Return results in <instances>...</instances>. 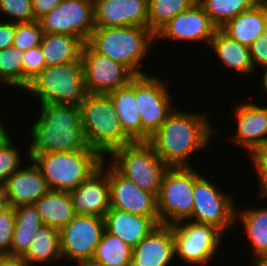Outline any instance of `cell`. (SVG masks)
I'll return each mask as SVG.
<instances>
[{
	"label": "cell",
	"mask_w": 267,
	"mask_h": 266,
	"mask_svg": "<svg viewBox=\"0 0 267 266\" xmlns=\"http://www.w3.org/2000/svg\"><path fill=\"white\" fill-rule=\"evenodd\" d=\"M107 158L101 167L76 189L69 192L76 214L104 217L110 209Z\"/></svg>",
	"instance_id": "e0dca14e"
},
{
	"label": "cell",
	"mask_w": 267,
	"mask_h": 266,
	"mask_svg": "<svg viewBox=\"0 0 267 266\" xmlns=\"http://www.w3.org/2000/svg\"><path fill=\"white\" fill-rule=\"evenodd\" d=\"M237 132L230 141L237 143L250 154L267 139V106L242 103L235 109Z\"/></svg>",
	"instance_id": "ffe728a7"
},
{
	"label": "cell",
	"mask_w": 267,
	"mask_h": 266,
	"mask_svg": "<svg viewBox=\"0 0 267 266\" xmlns=\"http://www.w3.org/2000/svg\"><path fill=\"white\" fill-rule=\"evenodd\" d=\"M21 152L12 144L10 134L0 141V185L4 186L9 176L23 167ZM22 165V166H21Z\"/></svg>",
	"instance_id": "e575fe53"
},
{
	"label": "cell",
	"mask_w": 267,
	"mask_h": 266,
	"mask_svg": "<svg viewBox=\"0 0 267 266\" xmlns=\"http://www.w3.org/2000/svg\"><path fill=\"white\" fill-rule=\"evenodd\" d=\"M253 166H267V139L250 154Z\"/></svg>",
	"instance_id": "7bdbcfd3"
},
{
	"label": "cell",
	"mask_w": 267,
	"mask_h": 266,
	"mask_svg": "<svg viewBox=\"0 0 267 266\" xmlns=\"http://www.w3.org/2000/svg\"><path fill=\"white\" fill-rule=\"evenodd\" d=\"M111 164L136 186L158 195L164 173L169 168L148 142H133L115 149Z\"/></svg>",
	"instance_id": "52a82bcc"
},
{
	"label": "cell",
	"mask_w": 267,
	"mask_h": 266,
	"mask_svg": "<svg viewBox=\"0 0 267 266\" xmlns=\"http://www.w3.org/2000/svg\"><path fill=\"white\" fill-rule=\"evenodd\" d=\"M195 0H148V29L155 35L166 23L186 11Z\"/></svg>",
	"instance_id": "1f68e13d"
},
{
	"label": "cell",
	"mask_w": 267,
	"mask_h": 266,
	"mask_svg": "<svg viewBox=\"0 0 267 266\" xmlns=\"http://www.w3.org/2000/svg\"><path fill=\"white\" fill-rule=\"evenodd\" d=\"M77 1H94V0H77Z\"/></svg>",
	"instance_id": "816d5d0a"
},
{
	"label": "cell",
	"mask_w": 267,
	"mask_h": 266,
	"mask_svg": "<svg viewBox=\"0 0 267 266\" xmlns=\"http://www.w3.org/2000/svg\"><path fill=\"white\" fill-rule=\"evenodd\" d=\"M153 42L155 35L140 26L95 27L87 41L96 52L120 63L134 76L147 74L140 67Z\"/></svg>",
	"instance_id": "277c9868"
},
{
	"label": "cell",
	"mask_w": 267,
	"mask_h": 266,
	"mask_svg": "<svg viewBox=\"0 0 267 266\" xmlns=\"http://www.w3.org/2000/svg\"><path fill=\"white\" fill-rule=\"evenodd\" d=\"M1 121H3V120H1L0 119V141L2 140V139H4L9 133L7 132L8 130H6L5 128H6V125H5V127L2 125V124H4V123H2Z\"/></svg>",
	"instance_id": "681fc988"
},
{
	"label": "cell",
	"mask_w": 267,
	"mask_h": 266,
	"mask_svg": "<svg viewBox=\"0 0 267 266\" xmlns=\"http://www.w3.org/2000/svg\"><path fill=\"white\" fill-rule=\"evenodd\" d=\"M84 83L89 94H108L126 86L134 75L120 63L96 52L87 42L81 52Z\"/></svg>",
	"instance_id": "5bb4252c"
},
{
	"label": "cell",
	"mask_w": 267,
	"mask_h": 266,
	"mask_svg": "<svg viewBox=\"0 0 267 266\" xmlns=\"http://www.w3.org/2000/svg\"><path fill=\"white\" fill-rule=\"evenodd\" d=\"M258 0H199L198 3L220 29L241 12L249 10Z\"/></svg>",
	"instance_id": "d6a6232c"
},
{
	"label": "cell",
	"mask_w": 267,
	"mask_h": 266,
	"mask_svg": "<svg viewBox=\"0 0 267 266\" xmlns=\"http://www.w3.org/2000/svg\"><path fill=\"white\" fill-rule=\"evenodd\" d=\"M9 207L4 186H0V213Z\"/></svg>",
	"instance_id": "bcb514c9"
},
{
	"label": "cell",
	"mask_w": 267,
	"mask_h": 266,
	"mask_svg": "<svg viewBox=\"0 0 267 266\" xmlns=\"http://www.w3.org/2000/svg\"><path fill=\"white\" fill-rule=\"evenodd\" d=\"M257 177H259V190L261 198L264 196L267 197V166H254Z\"/></svg>",
	"instance_id": "ee69618b"
},
{
	"label": "cell",
	"mask_w": 267,
	"mask_h": 266,
	"mask_svg": "<svg viewBox=\"0 0 267 266\" xmlns=\"http://www.w3.org/2000/svg\"><path fill=\"white\" fill-rule=\"evenodd\" d=\"M78 263V264H77ZM77 266H102L98 262L88 259V260H80L76 262Z\"/></svg>",
	"instance_id": "7dc6e473"
},
{
	"label": "cell",
	"mask_w": 267,
	"mask_h": 266,
	"mask_svg": "<svg viewBox=\"0 0 267 266\" xmlns=\"http://www.w3.org/2000/svg\"><path fill=\"white\" fill-rule=\"evenodd\" d=\"M194 167H169L157 195L160 224L174 225L188 220L193 211L195 181L202 175Z\"/></svg>",
	"instance_id": "ba28073f"
},
{
	"label": "cell",
	"mask_w": 267,
	"mask_h": 266,
	"mask_svg": "<svg viewBox=\"0 0 267 266\" xmlns=\"http://www.w3.org/2000/svg\"><path fill=\"white\" fill-rule=\"evenodd\" d=\"M37 21L44 33L73 35L86 43L95 28L94 1L61 0Z\"/></svg>",
	"instance_id": "7c38bea8"
},
{
	"label": "cell",
	"mask_w": 267,
	"mask_h": 266,
	"mask_svg": "<svg viewBox=\"0 0 267 266\" xmlns=\"http://www.w3.org/2000/svg\"><path fill=\"white\" fill-rule=\"evenodd\" d=\"M262 70H264L262 73V78H260L262 81L261 87L263 88V90L266 92L267 94V67L263 68Z\"/></svg>",
	"instance_id": "c3c4849f"
},
{
	"label": "cell",
	"mask_w": 267,
	"mask_h": 266,
	"mask_svg": "<svg viewBox=\"0 0 267 266\" xmlns=\"http://www.w3.org/2000/svg\"><path fill=\"white\" fill-rule=\"evenodd\" d=\"M79 112L87 145L104 158L115 149L134 142L124 132L107 94L88 93L79 105Z\"/></svg>",
	"instance_id": "3957f363"
},
{
	"label": "cell",
	"mask_w": 267,
	"mask_h": 266,
	"mask_svg": "<svg viewBox=\"0 0 267 266\" xmlns=\"http://www.w3.org/2000/svg\"><path fill=\"white\" fill-rule=\"evenodd\" d=\"M238 219V220H237ZM240 221L252 246V260H267V207L235 210V222Z\"/></svg>",
	"instance_id": "83f0119b"
},
{
	"label": "cell",
	"mask_w": 267,
	"mask_h": 266,
	"mask_svg": "<svg viewBox=\"0 0 267 266\" xmlns=\"http://www.w3.org/2000/svg\"><path fill=\"white\" fill-rule=\"evenodd\" d=\"M15 218V210L11 206L0 213V255H10Z\"/></svg>",
	"instance_id": "f35d334b"
},
{
	"label": "cell",
	"mask_w": 267,
	"mask_h": 266,
	"mask_svg": "<svg viewBox=\"0 0 267 266\" xmlns=\"http://www.w3.org/2000/svg\"><path fill=\"white\" fill-rule=\"evenodd\" d=\"M220 29L230 38L249 47L267 29V0L258 1Z\"/></svg>",
	"instance_id": "603a6c76"
},
{
	"label": "cell",
	"mask_w": 267,
	"mask_h": 266,
	"mask_svg": "<svg viewBox=\"0 0 267 266\" xmlns=\"http://www.w3.org/2000/svg\"><path fill=\"white\" fill-rule=\"evenodd\" d=\"M187 221V223H186ZM186 223V224H185ZM175 255L189 265L207 266L218 253L224 234L215 226L189 220L172 225Z\"/></svg>",
	"instance_id": "9c48e42d"
},
{
	"label": "cell",
	"mask_w": 267,
	"mask_h": 266,
	"mask_svg": "<svg viewBox=\"0 0 267 266\" xmlns=\"http://www.w3.org/2000/svg\"><path fill=\"white\" fill-rule=\"evenodd\" d=\"M0 266H31L22 256L0 255Z\"/></svg>",
	"instance_id": "f6af8a7d"
},
{
	"label": "cell",
	"mask_w": 267,
	"mask_h": 266,
	"mask_svg": "<svg viewBox=\"0 0 267 266\" xmlns=\"http://www.w3.org/2000/svg\"><path fill=\"white\" fill-rule=\"evenodd\" d=\"M22 257L32 266L42 265L62 259L60 251V232L56 228L42 224L31 239Z\"/></svg>",
	"instance_id": "f1b7e54d"
},
{
	"label": "cell",
	"mask_w": 267,
	"mask_h": 266,
	"mask_svg": "<svg viewBox=\"0 0 267 266\" xmlns=\"http://www.w3.org/2000/svg\"><path fill=\"white\" fill-rule=\"evenodd\" d=\"M23 51L15 46L0 50V85L23 89Z\"/></svg>",
	"instance_id": "836d02e7"
},
{
	"label": "cell",
	"mask_w": 267,
	"mask_h": 266,
	"mask_svg": "<svg viewBox=\"0 0 267 266\" xmlns=\"http://www.w3.org/2000/svg\"><path fill=\"white\" fill-rule=\"evenodd\" d=\"M1 13H3V16H10L8 21L13 23L35 21L31 0H0Z\"/></svg>",
	"instance_id": "8d00e7d4"
},
{
	"label": "cell",
	"mask_w": 267,
	"mask_h": 266,
	"mask_svg": "<svg viewBox=\"0 0 267 266\" xmlns=\"http://www.w3.org/2000/svg\"><path fill=\"white\" fill-rule=\"evenodd\" d=\"M104 230V217L76 214L59 231L62 260L66 258L67 261L77 262L92 259Z\"/></svg>",
	"instance_id": "4fadbf2b"
},
{
	"label": "cell",
	"mask_w": 267,
	"mask_h": 266,
	"mask_svg": "<svg viewBox=\"0 0 267 266\" xmlns=\"http://www.w3.org/2000/svg\"><path fill=\"white\" fill-rule=\"evenodd\" d=\"M167 89L163 79L158 76H135V98L142 122V142H148L174 110L172 96Z\"/></svg>",
	"instance_id": "8fae6325"
},
{
	"label": "cell",
	"mask_w": 267,
	"mask_h": 266,
	"mask_svg": "<svg viewBox=\"0 0 267 266\" xmlns=\"http://www.w3.org/2000/svg\"><path fill=\"white\" fill-rule=\"evenodd\" d=\"M105 230L134 248L158 224L150 217L110 208L104 216Z\"/></svg>",
	"instance_id": "7402d4cb"
},
{
	"label": "cell",
	"mask_w": 267,
	"mask_h": 266,
	"mask_svg": "<svg viewBox=\"0 0 267 266\" xmlns=\"http://www.w3.org/2000/svg\"><path fill=\"white\" fill-rule=\"evenodd\" d=\"M254 71L267 67V29L249 46ZM257 66V67H256Z\"/></svg>",
	"instance_id": "ab89813d"
},
{
	"label": "cell",
	"mask_w": 267,
	"mask_h": 266,
	"mask_svg": "<svg viewBox=\"0 0 267 266\" xmlns=\"http://www.w3.org/2000/svg\"><path fill=\"white\" fill-rule=\"evenodd\" d=\"M14 210L16 218L10 255L22 256L43 223L34 204H23L15 207Z\"/></svg>",
	"instance_id": "f546056e"
},
{
	"label": "cell",
	"mask_w": 267,
	"mask_h": 266,
	"mask_svg": "<svg viewBox=\"0 0 267 266\" xmlns=\"http://www.w3.org/2000/svg\"><path fill=\"white\" fill-rule=\"evenodd\" d=\"M41 104L71 103L80 105L88 94L81 59L63 65L45 67L25 89Z\"/></svg>",
	"instance_id": "8992f818"
},
{
	"label": "cell",
	"mask_w": 267,
	"mask_h": 266,
	"mask_svg": "<svg viewBox=\"0 0 267 266\" xmlns=\"http://www.w3.org/2000/svg\"><path fill=\"white\" fill-rule=\"evenodd\" d=\"M1 20H3L2 17L0 18V50L12 46L15 35V23Z\"/></svg>",
	"instance_id": "60d3db41"
},
{
	"label": "cell",
	"mask_w": 267,
	"mask_h": 266,
	"mask_svg": "<svg viewBox=\"0 0 267 266\" xmlns=\"http://www.w3.org/2000/svg\"><path fill=\"white\" fill-rule=\"evenodd\" d=\"M253 266H267V260H253Z\"/></svg>",
	"instance_id": "f907efd6"
},
{
	"label": "cell",
	"mask_w": 267,
	"mask_h": 266,
	"mask_svg": "<svg viewBox=\"0 0 267 266\" xmlns=\"http://www.w3.org/2000/svg\"><path fill=\"white\" fill-rule=\"evenodd\" d=\"M28 158L40 169L51 190L67 192L88 179L105 159L92 148L77 152L28 154Z\"/></svg>",
	"instance_id": "5b68a950"
},
{
	"label": "cell",
	"mask_w": 267,
	"mask_h": 266,
	"mask_svg": "<svg viewBox=\"0 0 267 266\" xmlns=\"http://www.w3.org/2000/svg\"><path fill=\"white\" fill-rule=\"evenodd\" d=\"M95 27H148V0H94Z\"/></svg>",
	"instance_id": "ac0fdd59"
},
{
	"label": "cell",
	"mask_w": 267,
	"mask_h": 266,
	"mask_svg": "<svg viewBox=\"0 0 267 266\" xmlns=\"http://www.w3.org/2000/svg\"><path fill=\"white\" fill-rule=\"evenodd\" d=\"M39 118L31 125L28 154L77 152L89 148L81 125L79 106L71 103L40 105Z\"/></svg>",
	"instance_id": "7a4b0ae2"
},
{
	"label": "cell",
	"mask_w": 267,
	"mask_h": 266,
	"mask_svg": "<svg viewBox=\"0 0 267 266\" xmlns=\"http://www.w3.org/2000/svg\"><path fill=\"white\" fill-rule=\"evenodd\" d=\"M23 91L46 67L40 45L23 52Z\"/></svg>",
	"instance_id": "74e56055"
},
{
	"label": "cell",
	"mask_w": 267,
	"mask_h": 266,
	"mask_svg": "<svg viewBox=\"0 0 267 266\" xmlns=\"http://www.w3.org/2000/svg\"><path fill=\"white\" fill-rule=\"evenodd\" d=\"M209 48L229 70L233 69L243 76L254 71L249 47L230 38L221 29L216 30Z\"/></svg>",
	"instance_id": "d4e9b609"
},
{
	"label": "cell",
	"mask_w": 267,
	"mask_h": 266,
	"mask_svg": "<svg viewBox=\"0 0 267 266\" xmlns=\"http://www.w3.org/2000/svg\"><path fill=\"white\" fill-rule=\"evenodd\" d=\"M175 256L172 225L159 224L133 248L131 266H171Z\"/></svg>",
	"instance_id": "d6986e66"
},
{
	"label": "cell",
	"mask_w": 267,
	"mask_h": 266,
	"mask_svg": "<svg viewBox=\"0 0 267 266\" xmlns=\"http://www.w3.org/2000/svg\"><path fill=\"white\" fill-rule=\"evenodd\" d=\"M201 175L193 190V211L188 219L215 226L223 234L235 225V199Z\"/></svg>",
	"instance_id": "30bf717a"
},
{
	"label": "cell",
	"mask_w": 267,
	"mask_h": 266,
	"mask_svg": "<svg viewBox=\"0 0 267 266\" xmlns=\"http://www.w3.org/2000/svg\"><path fill=\"white\" fill-rule=\"evenodd\" d=\"M43 224L61 230L76 215L69 192L50 190L35 203Z\"/></svg>",
	"instance_id": "4316f807"
},
{
	"label": "cell",
	"mask_w": 267,
	"mask_h": 266,
	"mask_svg": "<svg viewBox=\"0 0 267 266\" xmlns=\"http://www.w3.org/2000/svg\"><path fill=\"white\" fill-rule=\"evenodd\" d=\"M43 34L44 32L37 20L28 23H15L13 46L20 51H27L40 45Z\"/></svg>",
	"instance_id": "d590c367"
},
{
	"label": "cell",
	"mask_w": 267,
	"mask_h": 266,
	"mask_svg": "<svg viewBox=\"0 0 267 266\" xmlns=\"http://www.w3.org/2000/svg\"><path fill=\"white\" fill-rule=\"evenodd\" d=\"M35 21L56 8L61 0H31Z\"/></svg>",
	"instance_id": "b9f144b4"
},
{
	"label": "cell",
	"mask_w": 267,
	"mask_h": 266,
	"mask_svg": "<svg viewBox=\"0 0 267 266\" xmlns=\"http://www.w3.org/2000/svg\"><path fill=\"white\" fill-rule=\"evenodd\" d=\"M84 42L73 35L44 33L40 42L47 66L63 65L81 59Z\"/></svg>",
	"instance_id": "484cf974"
},
{
	"label": "cell",
	"mask_w": 267,
	"mask_h": 266,
	"mask_svg": "<svg viewBox=\"0 0 267 266\" xmlns=\"http://www.w3.org/2000/svg\"><path fill=\"white\" fill-rule=\"evenodd\" d=\"M107 95L114 104L124 132L134 142H142V122L135 98V76L126 86L112 90Z\"/></svg>",
	"instance_id": "cb8c5ba5"
},
{
	"label": "cell",
	"mask_w": 267,
	"mask_h": 266,
	"mask_svg": "<svg viewBox=\"0 0 267 266\" xmlns=\"http://www.w3.org/2000/svg\"><path fill=\"white\" fill-rule=\"evenodd\" d=\"M106 167L109 168L110 208L150 217L159 225L157 197L153 193L140 189L112 164Z\"/></svg>",
	"instance_id": "9a60e30c"
},
{
	"label": "cell",
	"mask_w": 267,
	"mask_h": 266,
	"mask_svg": "<svg viewBox=\"0 0 267 266\" xmlns=\"http://www.w3.org/2000/svg\"><path fill=\"white\" fill-rule=\"evenodd\" d=\"M133 248L104 230L92 260L102 266H131Z\"/></svg>",
	"instance_id": "4dcf8cb0"
},
{
	"label": "cell",
	"mask_w": 267,
	"mask_h": 266,
	"mask_svg": "<svg viewBox=\"0 0 267 266\" xmlns=\"http://www.w3.org/2000/svg\"><path fill=\"white\" fill-rule=\"evenodd\" d=\"M217 29L202 6L195 2L186 11L181 12L166 23L155 34V40L160 38L161 40L172 39L181 42L205 41V43L210 44Z\"/></svg>",
	"instance_id": "2e32d148"
},
{
	"label": "cell",
	"mask_w": 267,
	"mask_h": 266,
	"mask_svg": "<svg viewBox=\"0 0 267 266\" xmlns=\"http://www.w3.org/2000/svg\"><path fill=\"white\" fill-rule=\"evenodd\" d=\"M207 115L175 108L148 143L168 167H192L188 158L206 149L216 133Z\"/></svg>",
	"instance_id": "6da1fadb"
},
{
	"label": "cell",
	"mask_w": 267,
	"mask_h": 266,
	"mask_svg": "<svg viewBox=\"0 0 267 266\" xmlns=\"http://www.w3.org/2000/svg\"><path fill=\"white\" fill-rule=\"evenodd\" d=\"M31 162V166L13 172L4 185L9 206L13 208L34 204L51 190L40 169Z\"/></svg>",
	"instance_id": "44dd1931"
}]
</instances>
